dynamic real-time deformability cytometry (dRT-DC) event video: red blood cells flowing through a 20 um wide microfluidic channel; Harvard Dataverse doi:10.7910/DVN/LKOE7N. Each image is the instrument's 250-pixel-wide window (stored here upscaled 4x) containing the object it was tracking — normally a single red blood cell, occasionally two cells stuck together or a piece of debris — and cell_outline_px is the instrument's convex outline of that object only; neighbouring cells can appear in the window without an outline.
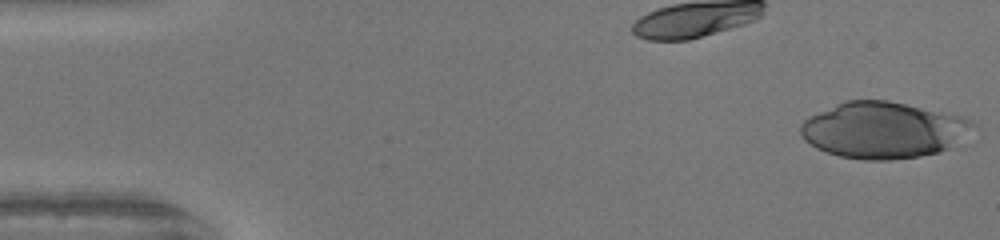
{"species": "human", "species_latin": "Homo sapiens", "temperature_condition": "warm", "stored_images_in_passage": 49, "camera_frame_rate_fps": 3000, "um_per_image_px": 0.085, "donor": {"sex": "female"}, "frame": {"image": 1, "passage_image": 1, "time_ms": 0.0, "image_size_px": [1000, 240], "cell_outline_px": [[976, 124], [956, 144], [940, 152], [920, 156], [888, 160], [864, 160], [840, 156], [816, 148], [804, 140], [800, 132], [800, 124], [808, 116], [844, 100], [888, 100], [952, 112], [964, 116], [972, 120]], "centroid_in_image_um": [75.09, 11.03], "position_along_channel_um": 9.9, "area_um2": 57.11}}